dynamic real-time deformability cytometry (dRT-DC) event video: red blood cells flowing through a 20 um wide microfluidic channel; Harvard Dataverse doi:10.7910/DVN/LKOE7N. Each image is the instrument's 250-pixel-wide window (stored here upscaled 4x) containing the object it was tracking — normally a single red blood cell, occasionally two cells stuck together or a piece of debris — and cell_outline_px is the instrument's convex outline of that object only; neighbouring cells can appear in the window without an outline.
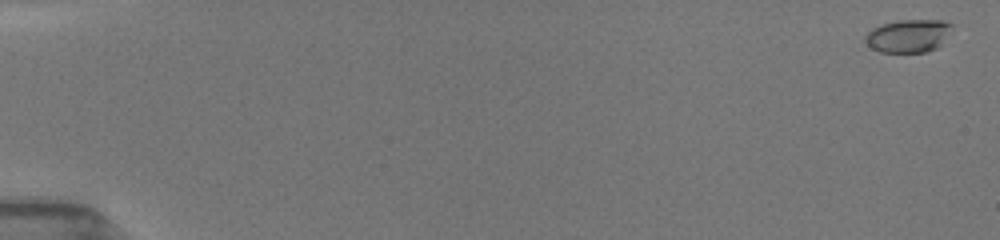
{"species": "common noctule bat (a hibernating species)", "species_latin": "Nyctalus noctula", "temperature_condition": "room temperature", "stored_images_in_passage": 54, "camera_frame_rate_fps": 3000, "um_per_image_px": 0.085, "animal": {"sex": "female", "body_mass_g": 19.5, "forearm_length_mm": 54.1}, "frame": {"image": 1, "passage_image": 2, "time_ms": 0.333, "image_size_px": [1000, 240], "cell_outline_px": [[952, 28], [936, 48], [924, 52], [880, 52], [872, 48], [864, 40], [864, 36], [872, 28], [880, 24], [896, 20], [944, 20], [952, 24]], "centroid_in_image_um": [77.16, 3.03], "position_along_channel_um": 7.8, "area_um2": 16.59}}
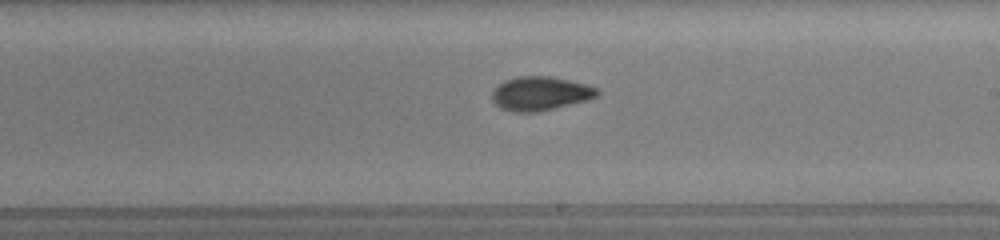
{"frame": {"image": 2, "passage_image": 33, "time_ms": 10.667, "image_size_px": [1000, 240], "cell_outline_px": [[600, 92], [596, 96], [588, 100], [540, 112], [512, 112], [500, 108], [492, 100], [492, 92], [504, 80], [516, 76], [548, 76], [568, 80], [600, 88]], "centroid_in_image_um": [45.93, 7.96], "position_along_channel_um": 243.1, "area_um2": 20.87}}
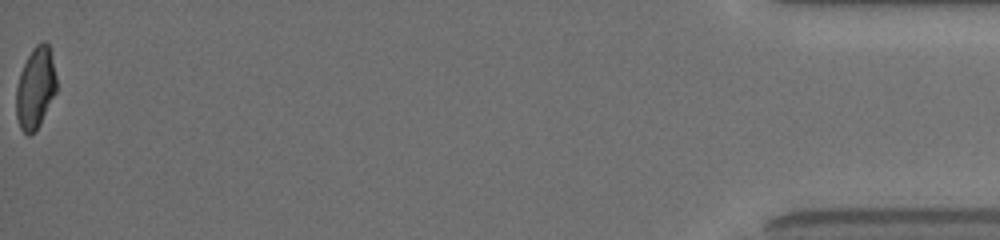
{"frame": {"image": 3, "passage_image": 54, "time_ms": 17.667, "image_size_px": [1000, 240], "cell_outline_px": [[56, 92], [40, 124], [28, 136], [20, 128], [16, 116], [16, 88], [20, 72], [32, 48], [36, 44], [44, 40], [48, 44], [56, 76]], "centroid_in_image_um": [3.0, 7.47], "position_along_channel_um": 432.2, "area_um2": 18.96}, "authors_computed_cell_mechanics": {"area_um2": 19.4208, "velocity_mm_per_s": 3.9762, "shape_relaxation_time_tau1_ms": 4.3976, "shape_relaxation_time_tau2_ms": 1.9854, "deformation_change_tau1": 0.165, "deformation_change_tau2": 0.0703}}